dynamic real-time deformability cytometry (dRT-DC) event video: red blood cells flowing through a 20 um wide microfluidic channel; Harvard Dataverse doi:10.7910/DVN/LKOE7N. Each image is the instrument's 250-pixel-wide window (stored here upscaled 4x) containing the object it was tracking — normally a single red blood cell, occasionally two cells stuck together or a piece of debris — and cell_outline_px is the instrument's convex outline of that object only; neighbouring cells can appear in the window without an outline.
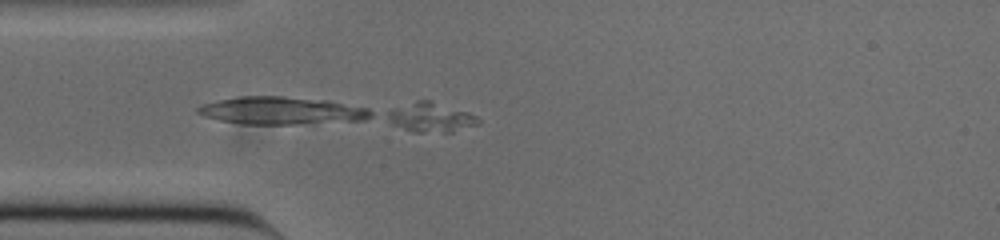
{"species": "common noctule bat (a hibernating species)", "species_latin": "Nyctalus noctula", "temperature_condition": "cold", "stored_images_in_passage": 39, "segment_of_instrument_passage": [1, 2], "camera_frame_rate_fps": 3000, "um_per_image_px": 0.085, "animal": {"sex": "male", "body_mass_g": 20.0, "forearm_length_mm": 53.3}, "frame": {"image": 1, "passage_image": 14, "time_ms": 4.333, "image_size_px": [1000, 240], "cell_outline_px": [[480, 124], [452, 132], [412, 132], [392, 124], [384, 116], [384, 112], [392, 108], [416, 100], [428, 100], [468, 112], [476, 116], [480, 120]], "centroid_in_image_um": [36.56, 9.98], "position_along_channel_um": 48.4, "area_um2": 15.78}}